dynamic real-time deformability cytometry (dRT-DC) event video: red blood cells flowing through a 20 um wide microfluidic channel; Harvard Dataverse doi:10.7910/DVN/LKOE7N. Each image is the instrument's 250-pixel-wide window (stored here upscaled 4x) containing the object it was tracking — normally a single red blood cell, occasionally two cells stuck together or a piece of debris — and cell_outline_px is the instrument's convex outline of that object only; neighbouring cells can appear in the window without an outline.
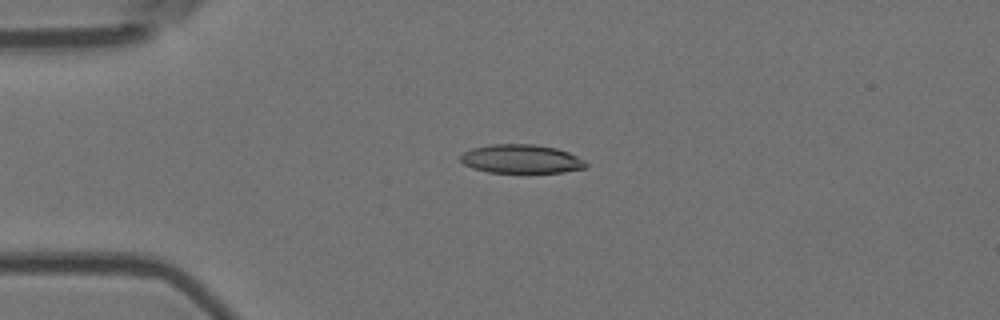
{"species": "Egyptian fruit bat (a non-hibernating species)", "species_latin": "Rousettus aegyptiacus", "temperature_condition": "room temperature", "stored_images_in_passage": 54, "camera_frame_rate_fps": 3000, "um_per_image_px": 0.085, "animal": {"sex": "female"}, "frame": {"image": 1, "passage_image": 13, "time_ms": 4.0, "image_size_px": [1000, 320], "cell_outline_px": [[588, 164], [584, 168], [564, 172], [488, 172], [472, 168], [464, 164], [460, 160], [460, 156], [464, 152], [472, 148], [492, 144], [536, 144], [556, 148], [568, 152], [584, 160]], "centroid_in_image_um": [44.29, 13.5], "position_along_channel_um": 40.7, "area_um2": 20.92}}
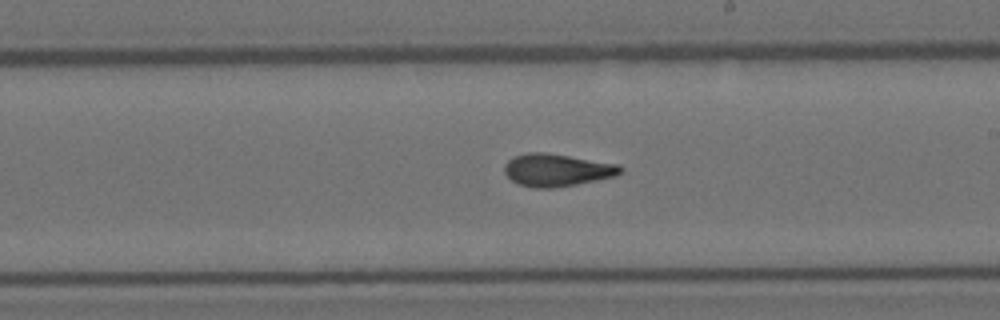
{"frame": {"image": 2, "passage_image": 32, "time_ms": 10.333, "image_size_px": [1000, 320], "cell_outline_px": [[624, 172], [616, 176], [576, 184], [552, 188], [532, 188], [516, 184], [504, 172], [504, 164], [512, 156], [528, 152], [544, 152], [620, 164], [624, 168]], "centroid_in_image_um": [47.34, 14.45], "position_along_channel_um": 241.7, "area_um2": 22.25}}
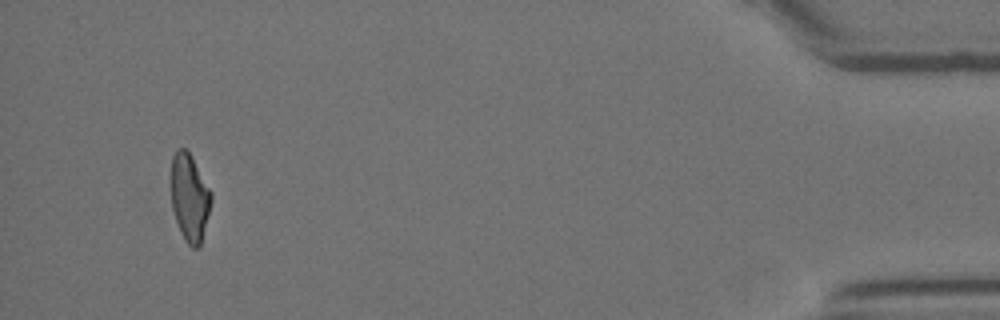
{"frame": {"image": 3, "passage_image": 53, "time_ms": 17.333, "image_size_px": [1000, 320], "cell_outline_px": [[212, 200], [200, 244], [196, 248], [192, 248], [188, 244], [180, 232], [172, 208], [168, 176], [172, 156], [180, 148], [184, 148], [192, 156], [212, 192]], "centroid_in_image_um": [16.07, 16.73], "position_along_channel_um": 419.1, "area_um2": 20.87}}